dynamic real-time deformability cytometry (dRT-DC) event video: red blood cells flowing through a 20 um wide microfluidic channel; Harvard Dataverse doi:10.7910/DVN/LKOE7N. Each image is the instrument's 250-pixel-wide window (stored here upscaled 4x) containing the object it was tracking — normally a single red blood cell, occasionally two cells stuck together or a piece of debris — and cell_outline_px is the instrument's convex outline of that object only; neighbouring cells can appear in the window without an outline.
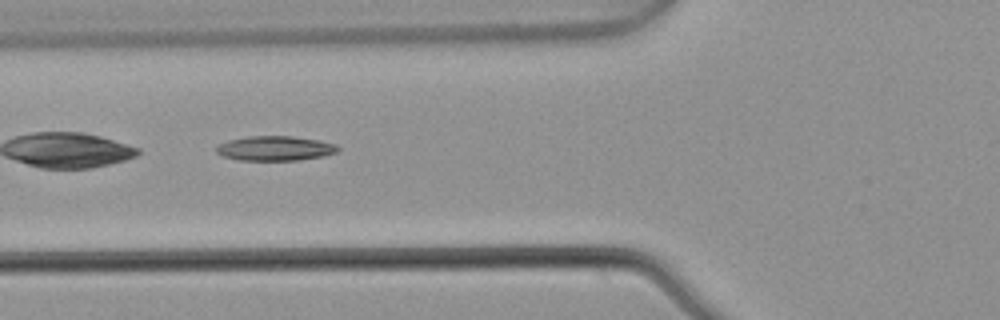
{"species": "common noctule bat (a hibernating species)", "species_latin": "Nyctalus noctula", "temperature_condition": "warm", "stored_images_in_passage": 6, "camera_frame_rate_fps": 3000, "um_per_image_px": 0.085, "animal": {"sex": "male", "body_mass_g": 21.5, "forearm_length_mm": 52.0}, "frame": {"image": 1, "passage_image": 4, "time_ms": 1.0, "image_size_px": [1000, 320], "cell_outline_px": [[340, 148], [336, 152], [324, 156], [296, 160], [236, 160], [224, 156], [216, 152], [216, 148], [220, 144], [228, 140], [248, 136], [292, 136], [320, 140], [336, 144]], "centroid_in_image_um": [23.4, 12.6], "position_along_channel_um": 102.4, "area_um2": 17.46}}